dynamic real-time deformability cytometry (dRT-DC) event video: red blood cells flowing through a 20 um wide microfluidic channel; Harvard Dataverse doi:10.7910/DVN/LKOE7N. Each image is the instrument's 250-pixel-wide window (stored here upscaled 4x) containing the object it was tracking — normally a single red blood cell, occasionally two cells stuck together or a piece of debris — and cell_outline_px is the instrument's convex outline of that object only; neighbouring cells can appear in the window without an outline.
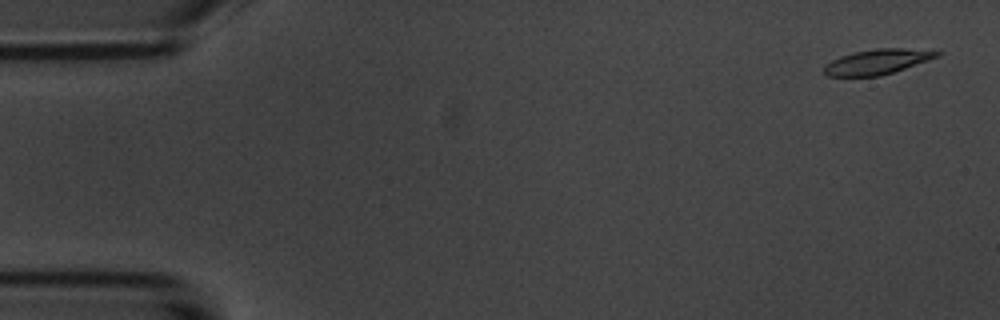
{"species": "common noctule bat (a hibernating species)", "species_latin": "Nyctalus noctula", "temperature_condition": "room temperature", "stored_images_in_passage": 4, "camera_frame_rate_fps": 3000, "um_per_image_px": 0.085, "animal": {"sex": "male", "body_mass_g": 20.1, "forearm_length_mm": 53.5}, "frame": {"image": 1, "passage_image": 1, "time_ms": 0.0, "image_size_px": [1000, 320], "cell_outline_px": [[944, 52], [940, 56], [880, 76], [828, 76], [824, 72], [824, 64], [840, 56], [852, 52], [876, 48], [900, 48]], "centroid_in_image_um": [74.53, 5.24], "position_along_channel_um": 10.5, "area_um2": 16.36}}
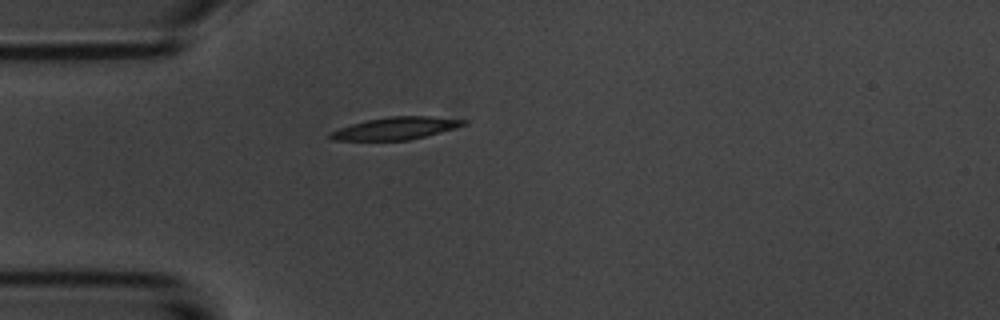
{"frame": {"image": 2, "passage_image": 4, "time_ms": 4.333, "image_size_px": [1000, 320], "cell_outline_px": [[468, 124], [424, 136], [408, 140], [332, 140], [328, 136], [328, 132], [352, 124], [368, 120], [388, 116], [432, 116], [468, 120]], "centroid_in_image_um": [33.63, 10.9], "position_along_channel_um": 51.4, "area_um2": 17.22}}